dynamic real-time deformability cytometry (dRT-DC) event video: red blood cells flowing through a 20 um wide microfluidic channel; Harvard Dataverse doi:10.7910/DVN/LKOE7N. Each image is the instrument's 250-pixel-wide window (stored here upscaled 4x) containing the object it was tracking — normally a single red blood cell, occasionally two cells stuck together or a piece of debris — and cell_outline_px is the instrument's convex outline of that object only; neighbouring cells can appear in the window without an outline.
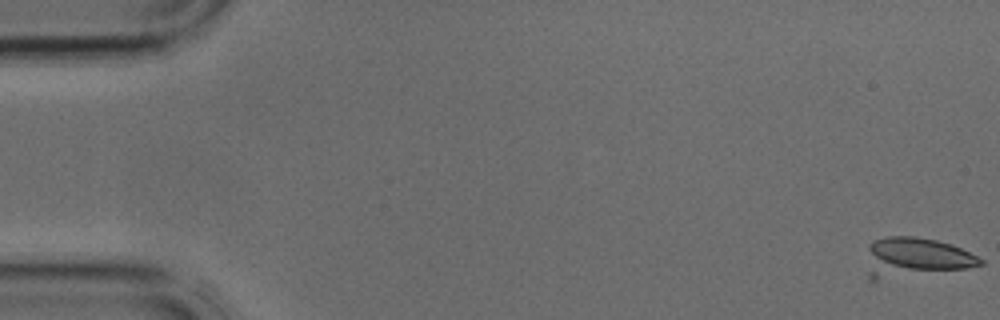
{"species": "common noctule bat (a hibernating species)", "species_latin": "Nyctalus noctula", "temperature_condition": "cold", "stored_images_in_passage": 3, "segment_of_instrument_passage": [2, 2], "camera_frame_rate_fps": 3000, "um_per_image_px": 0.085, "animal": {"sex": "male", "body_mass_g": 17.9, "forearm_length_mm": 54.2}, "frame": {"image": 1, "passage_image": 3, "time_ms": 0.667, "image_size_px": [1000, 320], "cell_outline_px": [[984, 264], [968, 268], [876, 280], [868, 280], [868, 244], [872, 240], [888, 236], [916, 236], [936, 240], [952, 244], [984, 260]], "centroid_in_image_um": [77.78, 21.87], "position_along_channel_um": 7.2, "area_um2": 26.18}}